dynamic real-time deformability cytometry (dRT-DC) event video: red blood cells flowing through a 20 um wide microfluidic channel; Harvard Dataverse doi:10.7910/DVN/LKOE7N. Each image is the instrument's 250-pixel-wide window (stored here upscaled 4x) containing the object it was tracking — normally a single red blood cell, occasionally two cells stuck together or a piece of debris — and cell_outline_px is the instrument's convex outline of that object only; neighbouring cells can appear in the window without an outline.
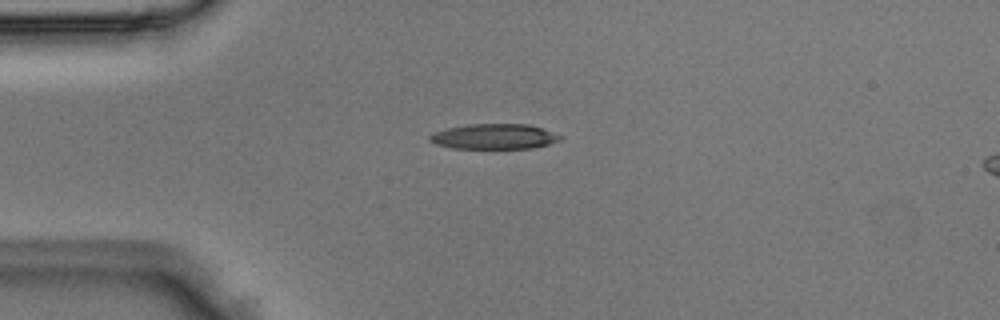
{"species": "Egyptian fruit bat (a non-hibernating species)", "species_latin": "Rousettus aegyptiacus", "temperature_condition": "room temperature", "stored_images_in_passage": 5, "camera_frame_rate_fps": 3000, "um_per_image_px": 0.085, "animal": {"sex": "male"}, "frame": {"image": 1, "passage_image": 3, "time_ms": 0.667, "image_size_px": [1000, 320], "cell_outline_px": [[564, 136], [560, 140], [548, 144], [532, 148], [452, 148], [436, 144], [428, 140], [428, 136], [436, 132], [448, 128], [468, 124], [528, 124]], "centroid_in_image_um": [42.0, 11.6], "position_along_channel_um": 43.0, "area_um2": 19.02}}
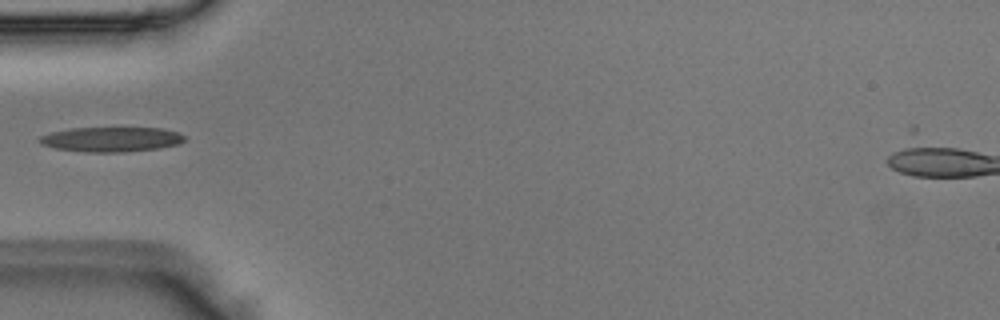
{"frame": {"image": 2, "passage_image": 4, "time_ms": 1.0, "image_size_px": [1000, 320], "cell_outline_px": [[184, 140], [180, 144], [160, 148], [124, 152], [84, 152], [56, 148], [40, 144], [36, 140], [40, 136], [52, 132], [72, 128], [164, 128], [176, 132], [184, 136]], "centroid_in_image_um": [9.44, 11.85], "position_along_channel_um": 75.6, "area_um2": 20.98}}
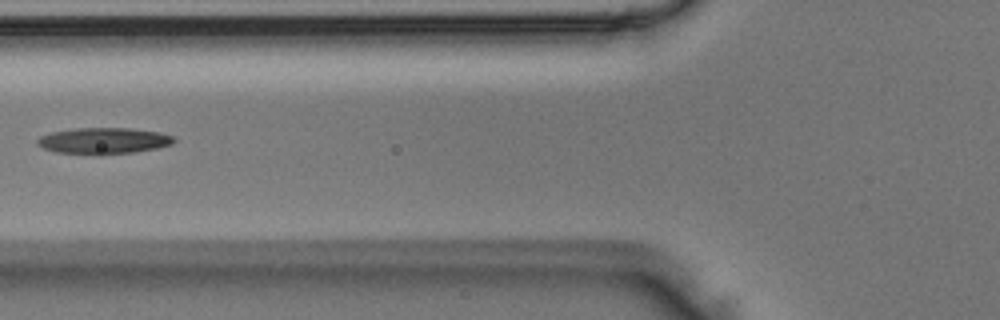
{"frame": {"image": 3, "passage_image": 5, "time_ms": 1.333, "image_size_px": [1000, 320], "cell_outline_px": [[176, 140], [172, 144], [156, 148], [136, 152], [100, 156], [96, 156], [56, 152], [44, 148], [36, 144], [36, 140], [40, 136], [52, 132], [76, 128], [128, 128], [160, 132], [176, 136]], "centroid_in_image_um": [8.82, 11.99], "position_along_channel_um": 117.0, "area_um2": 21.39}}